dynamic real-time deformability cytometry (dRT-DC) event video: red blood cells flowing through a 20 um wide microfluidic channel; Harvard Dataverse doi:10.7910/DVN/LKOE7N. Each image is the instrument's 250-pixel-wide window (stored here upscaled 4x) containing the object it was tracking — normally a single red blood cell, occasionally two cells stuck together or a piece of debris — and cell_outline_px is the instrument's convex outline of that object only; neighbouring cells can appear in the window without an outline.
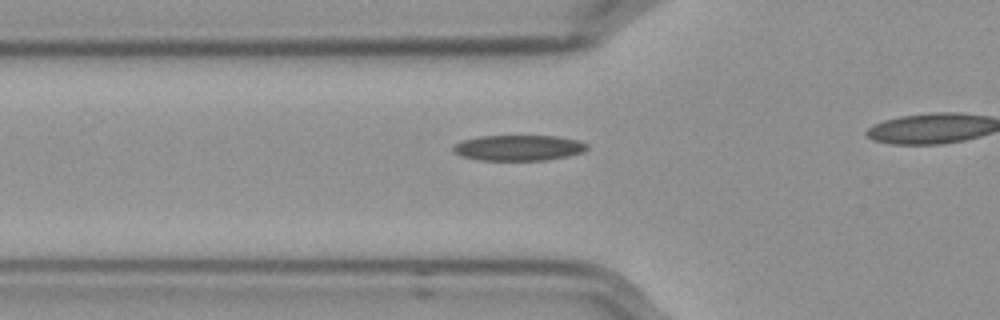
{"species": "Egyptian fruit bat (a non-hibernating species)", "species_latin": "Rousettus aegyptiacus", "temperature_condition": "cold", "stored_images_in_passage": 14, "camera_frame_rate_fps": 3000, "um_per_image_px": 0.085, "frame": {"image": 1, "passage_image": 5, "time_ms": 1.333, "image_size_px": [1000, 320], "cell_outline_px": [[588, 148], [584, 152], [568, 156], [544, 160], [476, 160], [460, 156], [452, 152], [452, 148], [456, 144], [464, 140], [480, 136], [560, 136], [580, 140], [588, 144]], "centroid_in_image_um": [44.1, 12.56], "position_along_channel_um": 81.7, "area_um2": 20.17}}
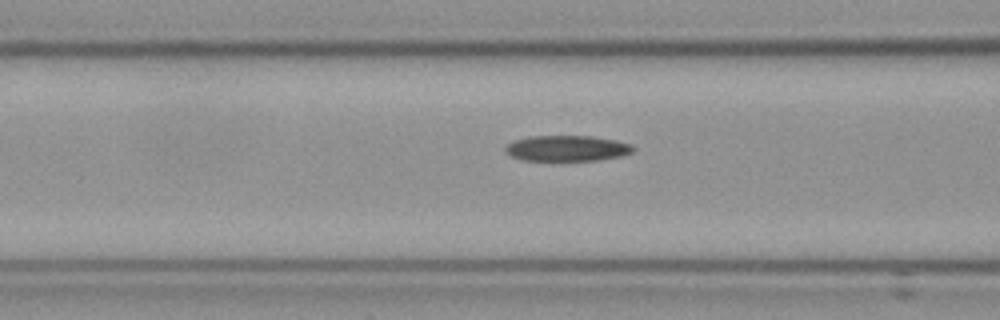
{"frame": {"image": 2, "passage_image": 8, "time_ms": 2.333, "image_size_px": [1000, 320], "cell_outline_px": [[636, 148], [632, 152], [620, 156], [600, 160], [524, 160], [512, 156], [504, 152], [504, 148], [508, 144], [516, 140], [528, 136], [592, 136], [616, 140], [632, 144]], "centroid_in_image_um": [48.22, 12.6], "position_along_channel_um": 118.4, "area_um2": 19.13}}